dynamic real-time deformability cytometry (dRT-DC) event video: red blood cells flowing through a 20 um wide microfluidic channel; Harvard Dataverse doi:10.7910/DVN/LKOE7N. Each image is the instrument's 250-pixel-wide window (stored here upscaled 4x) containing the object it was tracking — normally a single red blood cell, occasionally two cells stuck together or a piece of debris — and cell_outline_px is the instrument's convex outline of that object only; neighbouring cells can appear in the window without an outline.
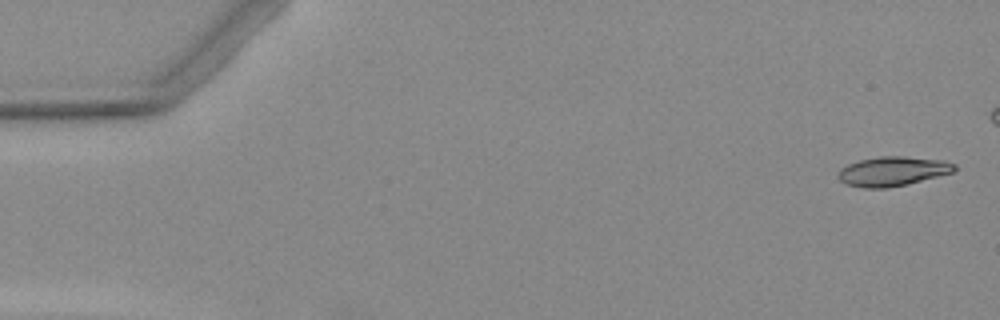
{"species": "Egyptian fruit bat (a non-hibernating species)", "species_latin": "Rousettus aegyptiacus", "temperature_condition": "warm", "stored_images_in_passage": 6, "camera_frame_rate_fps": 3000, "um_per_image_px": 0.085, "animal": {"sex": "female"}, "frame": {"image": 1, "passage_image": 1, "time_ms": 0.0, "image_size_px": [1000, 320], "cell_outline_px": [[956, 168], [952, 172], [908, 184], [888, 188], [864, 188], [844, 184], [836, 176], [840, 168], [848, 164], [860, 160], [880, 156], [900, 156], [944, 160], [956, 164]], "centroid_in_image_um": [75.84, 14.56], "position_along_channel_um": 9.2, "area_um2": 20.0}}